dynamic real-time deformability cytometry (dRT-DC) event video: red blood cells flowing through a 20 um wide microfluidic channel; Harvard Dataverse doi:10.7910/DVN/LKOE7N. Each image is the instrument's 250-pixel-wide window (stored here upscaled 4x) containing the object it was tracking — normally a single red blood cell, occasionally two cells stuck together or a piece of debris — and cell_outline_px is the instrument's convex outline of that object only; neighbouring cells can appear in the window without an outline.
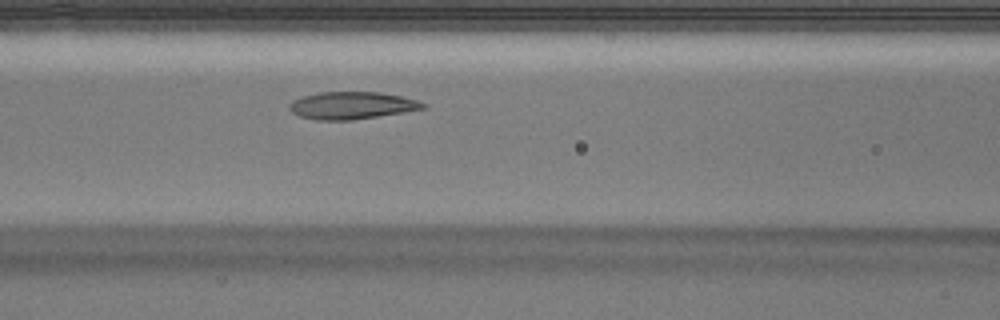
{"species": "Egyptian fruit bat (a non-hibernating species)", "species_latin": "Rousettus aegyptiacus", "temperature_condition": "warm", "stored_images_in_passage": 43, "camera_frame_rate_fps": 3000, "um_per_image_px": 0.085, "animal": {"sex": "male"}, "frame": {"image": 1, "passage_image": 16, "time_ms": 5.0, "image_size_px": [1000, 320], "cell_outline_px": [[428, 104], [424, 108], [352, 120], [316, 120], [300, 116], [292, 112], [288, 108], [288, 104], [292, 100], [304, 96], [320, 92], [380, 92], [400, 96], [416, 100]], "centroid_in_image_um": [29.85, 8.96], "position_along_channel_um": 136.8, "area_um2": 21.04}}
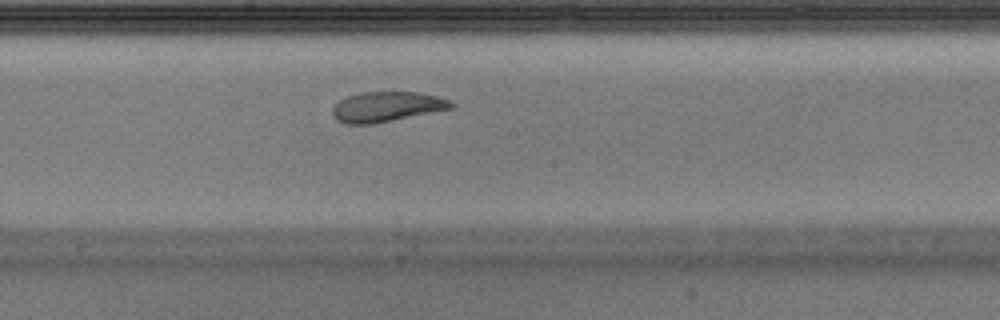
{"frame": {"image": 2, "passage_image": 22, "time_ms": 7.0, "image_size_px": [1000, 320], "cell_outline_px": [[456, 108], [372, 124], [344, 124], [336, 120], [332, 116], [332, 108], [340, 100], [348, 96], [360, 92], [416, 92], [436, 96], [448, 100], [456, 104]], "centroid_in_image_um": [32.87, 9.08], "position_along_channel_um": 215.3, "area_um2": 20.92}}
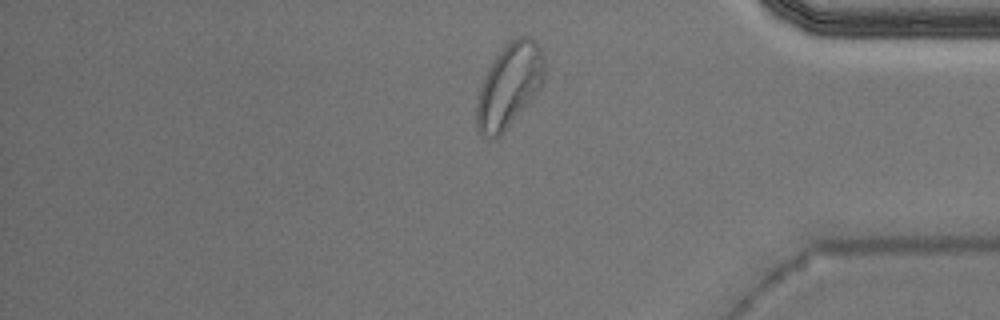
{"frame": {"image": 3, "passage_image": 37, "time_ms": 12.0, "image_size_px": [1000, 320], "cell_outline_px": [[544, 80], [540, 88], [528, 104], [504, 132], [496, 140], [488, 140], [480, 136], [476, 128], [476, 104], [480, 88], [488, 68], [496, 56], [512, 40], [520, 36], [532, 36], [540, 44], [544, 52]], "centroid_in_image_um": [43.29, 7.31], "position_along_channel_um": 391.9, "area_um2": 33.52}}